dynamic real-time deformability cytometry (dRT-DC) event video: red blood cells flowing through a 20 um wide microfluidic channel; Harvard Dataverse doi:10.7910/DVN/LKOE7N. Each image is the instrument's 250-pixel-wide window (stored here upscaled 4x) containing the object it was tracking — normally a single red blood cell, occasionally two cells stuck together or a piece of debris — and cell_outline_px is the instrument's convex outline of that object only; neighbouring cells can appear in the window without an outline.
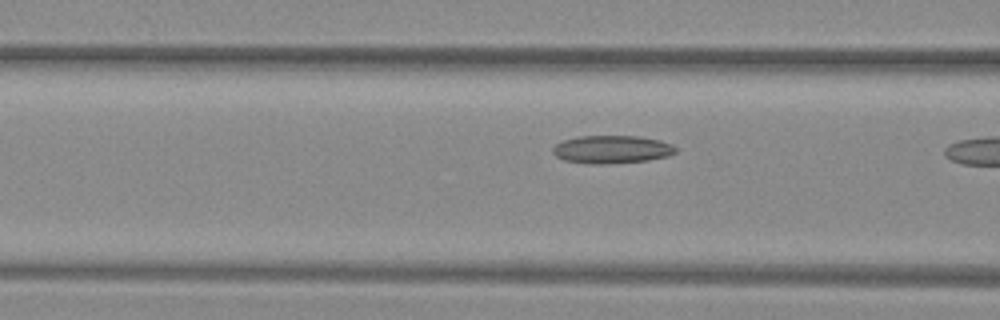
{"species": "common noctule bat (a hibernating species)", "species_latin": "Nyctalus noctula", "temperature_condition": "warm", "stored_images_in_passage": 10, "camera_frame_rate_fps": 3000, "um_per_image_px": 0.085, "animal": {"sex": "female", "body_mass_g": 29.2, "forearm_length_mm": 56.3}, "frame": {"image": 1, "passage_image": 9, "time_ms": 2.667, "image_size_px": [1000, 320], "cell_outline_px": [[676, 152], [668, 156], [648, 160], [604, 164], [588, 164], [564, 160], [556, 156], [552, 152], [552, 148], [556, 144], [564, 140], [576, 136], [640, 136], [660, 140], [672, 144], [676, 148]], "centroid_in_image_um": [51.99, 12.7], "position_along_channel_um": 114.6, "area_um2": 20.11}}